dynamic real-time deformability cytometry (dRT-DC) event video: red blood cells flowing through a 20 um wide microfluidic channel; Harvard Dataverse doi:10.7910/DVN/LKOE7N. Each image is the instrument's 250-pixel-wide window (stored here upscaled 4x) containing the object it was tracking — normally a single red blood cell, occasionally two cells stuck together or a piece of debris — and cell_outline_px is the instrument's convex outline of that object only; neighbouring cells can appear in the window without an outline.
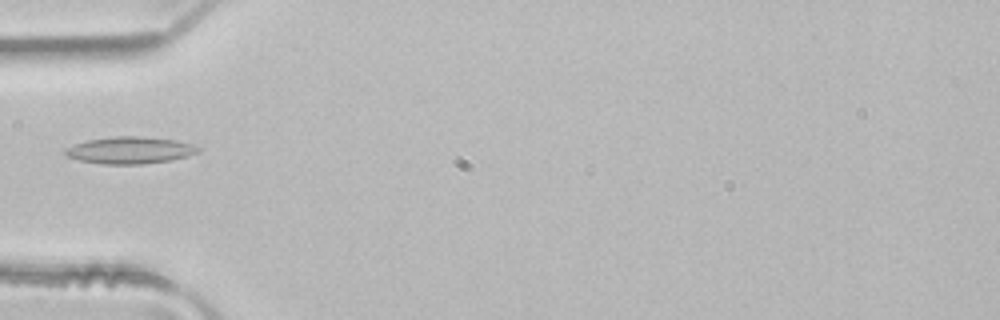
{"species": "common noctule bat (a hibernating species)", "species_latin": "Nyctalus noctula", "temperature_condition": "room temperature", "stored_images_in_passage": 4, "camera_frame_rate_fps": 3000, "um_per_image_px": 0.085, "animal": {"sex": "male", "body_mass_g": 21.5, "forearm_length_mm": 52.0}, "frame": {"image": 1, "passage_image": 4, "time_ms": 1.0, "image_size_px": [1000, 320], "cell_outline_px": [[200, 152], [188, 156], [172, 160], [140, 164], [104, 164], [80, 160], [64, 156], [64, 152], [68, 148], [76, 144], [88, 140], [116, 136], [144, 136], [176, 140], [192, 144], [200, 148]], "centroid_in_image_um": [11.09, 12.77], "position_along_channel_um": 73.9, "area_um2": 20.81}}